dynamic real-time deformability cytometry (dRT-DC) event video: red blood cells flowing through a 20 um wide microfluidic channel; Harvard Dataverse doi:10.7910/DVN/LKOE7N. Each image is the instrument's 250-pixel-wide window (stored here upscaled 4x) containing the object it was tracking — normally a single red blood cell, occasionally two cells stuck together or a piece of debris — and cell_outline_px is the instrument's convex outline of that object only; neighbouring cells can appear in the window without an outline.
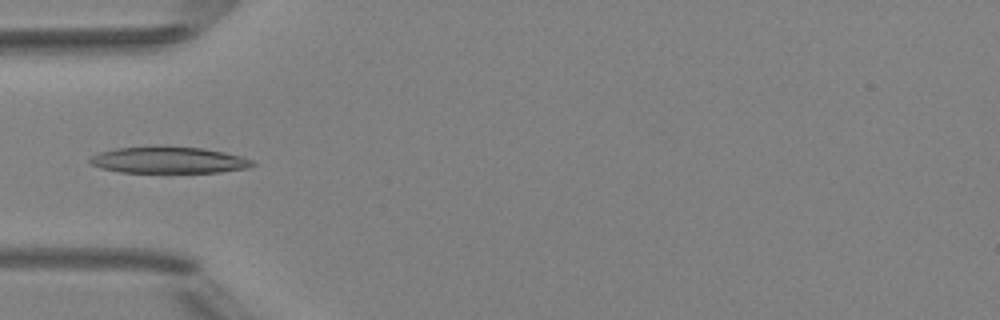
{"species": "Egyptian fruit bat (a non-hibernating species)", "species_latin": "Rousettus aegyptiacus", "temperature_condition": "room temperature", "stored_images_in_passage": 5, "camera_frame_rate_fps": 3000, "um_per_image_px": 0.085, "animal": {"sex": "female"}, "frame": {"image": 1, "passage_image": 4, "time_ms": 4.667, "image_size_px": [1000, 320], "cell_outline_px": [[256, 164], [248, 168], [220, 172], [120, 172], [100, 168], [88, 164], [88, 160], [92, 156], [100, 152], [116, 148], [156, 144], [160, 144], [204, 148], [224, 152], [240, 156], [252, 160]], "centroid_in_image_um": [14.29, 13.57], "position_along_channel_um": 70.7, "area_um2": 25.78}}
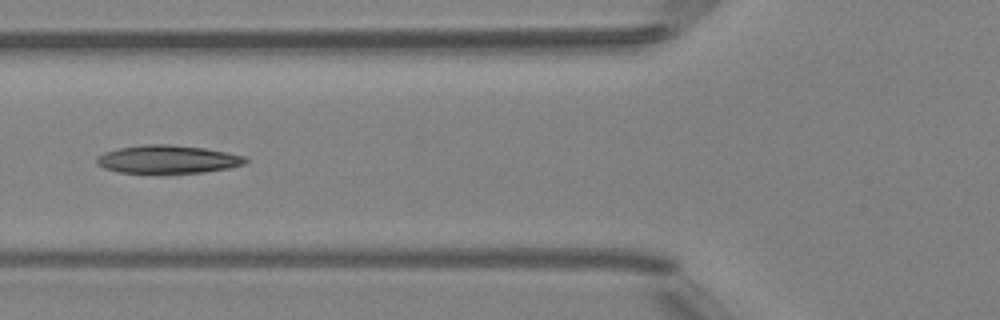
{"frame": {"image": 2, "passage_image": 5, "time_ms": 5.667, "image_size_px": [1000, 320], "cell_outline_px": [[248, 160], [244, 164], [228, 168], [204, 172], [164, 176], [160, 176], [120, 172], [104, 168], [96, 164], [96, 156], [104, 152], [120, 148], [144, 144], [168, 144], [204, 148], [248, 156]], "centroid_in_image_um": [14.24, 13.59], "position_along_channel_um": 111.6, "area_um2": 25.43}}